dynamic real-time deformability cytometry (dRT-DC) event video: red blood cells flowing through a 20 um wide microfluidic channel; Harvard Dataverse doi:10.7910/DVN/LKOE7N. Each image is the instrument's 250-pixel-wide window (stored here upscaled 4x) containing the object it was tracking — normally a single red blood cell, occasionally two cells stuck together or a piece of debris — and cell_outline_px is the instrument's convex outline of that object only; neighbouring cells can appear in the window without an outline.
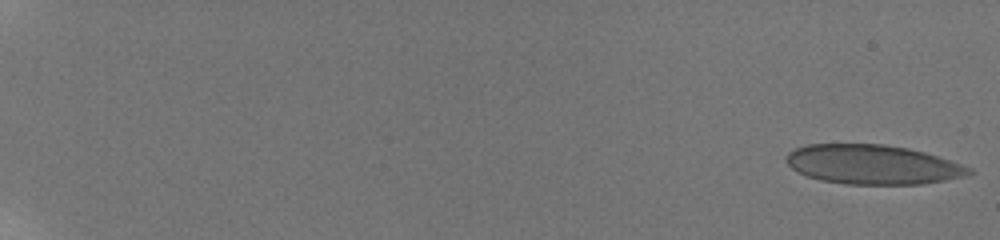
{"species": "human", "species_latin": "Homo sapiens", "temperature_condition": "room temperature", "stored_images_in_passage": 24, "camera_frame_rate_fps": 3000, "um_per_image_px": 0.085, "donor": {"sex": "male"}, "frame": {"image": 1, "passage_image": 1, "time_ms": 0.0, "image_size_px": [1000, 240], "cell_outline_px": [[972, 172], [964, 176], [944, 180], [920, 184], [844, 184], [820, 180], [808, 176], [792, 168], [784, 160], [788, 152], [796, 148], [808, 144], [884, 144], [908, 148], [924, 152], [972, 168]], "centroid_in_image_um": [74.13, 13.98], "position_along_channel_um": 10.9, "area_um2": 41.67}}
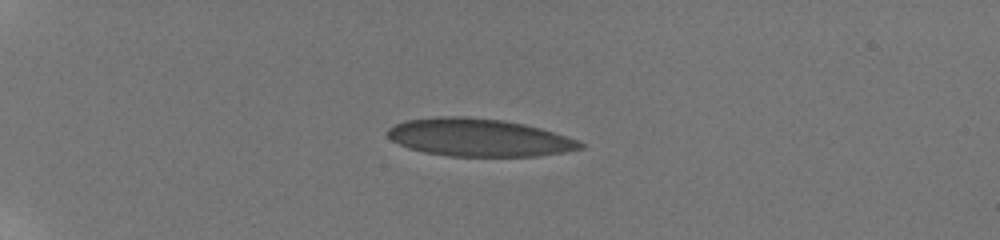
{"frame": {"image": 2, "passage_image": 15, "time_ms": 5.333, "image_size_px": [1000, 240], "cell_outline_px": [[584, 148], [564, 152], [536, 156], [448, 156], [424, 152], [408, 148], [392, 140], [388, 136], [388, 128], [404, 120], [440, 116], [464, 116], [504, 120], [524, 124], [540, 128], [580, 140], [584, 144]], "centroid_in_image_um": [40.72, 11.69], "position_along_channel_um": 44.3, "area_um2": 42.43}}
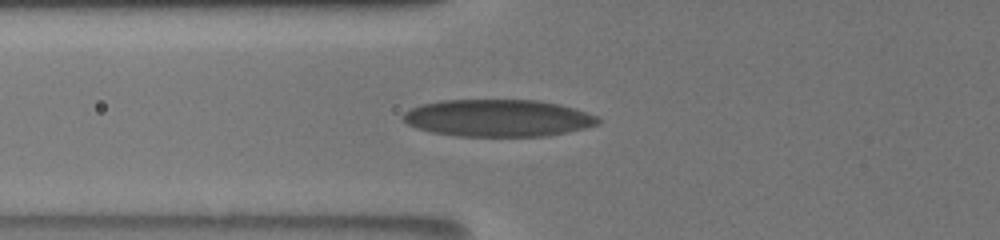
{"frame": {"image": 3, "passage_image": 21, "time_ms": 8.0, "image_size_px": [1000, 240], "cell_outline_px": [[600, 124], [584, 128], [548, 136], [456, 136], [432, 132], [416, 128], [408, 124], [400, 116], [404, 112], [420, 104], [440, 100], [536, 100], [560, 104], [576, 108], [600, 116]], "centroid_in_image_um": [42.35, 10.03], "position_along_channel_um": 83.5, "area_um2": 42.54}}